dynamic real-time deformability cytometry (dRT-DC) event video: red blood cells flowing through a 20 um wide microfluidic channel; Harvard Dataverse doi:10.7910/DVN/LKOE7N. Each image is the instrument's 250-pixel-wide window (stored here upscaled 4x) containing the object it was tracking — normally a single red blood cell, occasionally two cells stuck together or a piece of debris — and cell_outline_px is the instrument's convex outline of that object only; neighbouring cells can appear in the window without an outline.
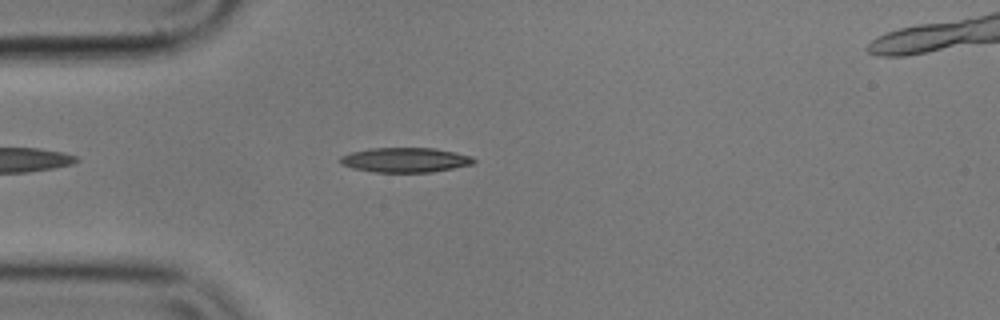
{"species": "common noctule bat (a hibernating species)", "species_latin": "Nyctalus noctula", "temperature_condition": "cold", "stored_images_in_passage": 46, "camera_frame_rate_fps": 3000, "um_per_image_px": 0.085, "animal": {"sex": "male", "body_mass_g": 17.9}, "frame": {"image": 1, "passage_image": 4, "time_ms": 1.0, "image_size_px": [1000, 320], "cell_outline_px": [[476, 160], [472, 164], [432, 172], [372, 172], [352, 168], [340, 164], [340, 156], [352, 152], [368, 148], [432, 148], [456, 152], [472, 156]], "centroid_in_image_um": [34.42, 13.59], "position_along_channel_um": 50.6, "area_um2": 19.25}}
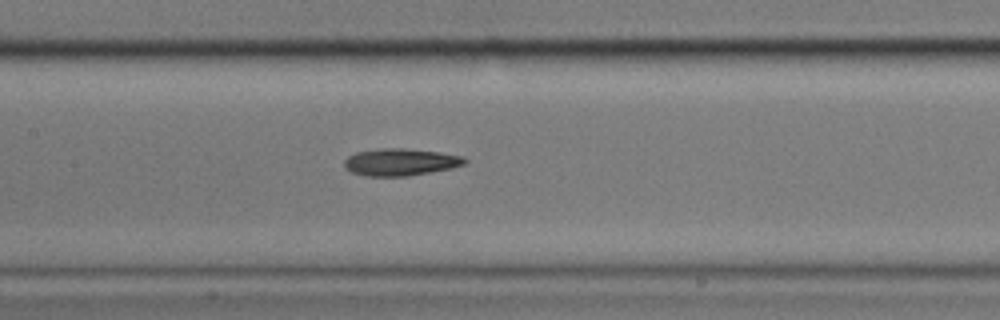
{"frame": {"image": 2, "passage_image": 15, "time_ms": 4.667, "image_size_px": [1000, 320], "cell_outline_px": [[468, 160], [464, 164], [452, 168], [408, 176], [364, 176], [352, 172], [344, 168], [344, 160], [348, 156], [356, 152], [380, 148], [404, 148], [440, 152], [464, 156]], "centroid_in_image_um": [34.03, 13.77], "position_along_channel_um": 173.4, "area_um2": 19.19}}
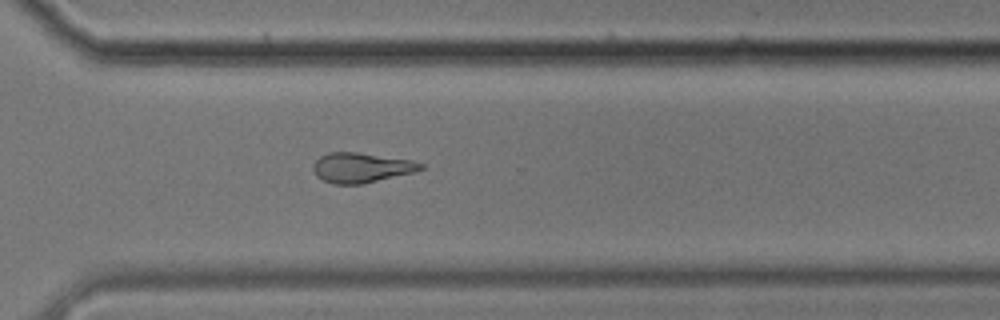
{"frame": {"image": 3, "passage_image": 29, "time_ms": 9.333, "image_size_px": [1000, 320], "cell_outline_px": [[424, 168], [416, 172], [364, 184], [332, 184], [316, 176], [312, 168], [312, 164], [320, 156], [328, 152], [356, 152], [412, 160], [424, 164]], "centroid_in_image_um": [30.71, 14.25], "position_along_channel_um": 339.9, "area_um2": 18.96}}